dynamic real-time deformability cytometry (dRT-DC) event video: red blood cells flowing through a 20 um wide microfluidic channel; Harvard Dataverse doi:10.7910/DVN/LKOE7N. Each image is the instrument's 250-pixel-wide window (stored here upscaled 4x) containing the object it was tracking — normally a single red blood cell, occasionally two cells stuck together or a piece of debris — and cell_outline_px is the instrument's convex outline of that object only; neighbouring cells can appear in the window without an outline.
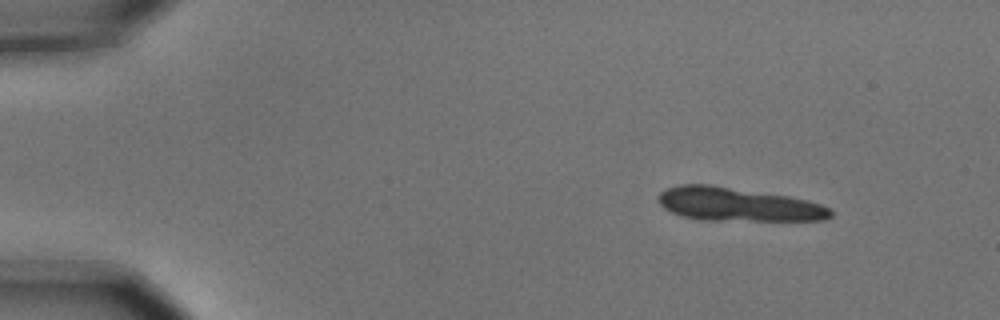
{"species": "common noctule bat (a hibernating species)", "species_latin": "Nyctalus noctula", "temperature_condition": "cold", "stored_images_in_passage": 4, "camera_frame_rate_fps": 3000, "um_per_image_px": 0.085, "animal": {"sex": "male", "body_mass_g": 15.6}, "frame": {"image": 1, "passage_image": 1, "time_ms": 0.0, "image_size_px": [1000, 320], "cell_outline_px": [[832, 216], [824, 220], [700, 220], [684, 216], [672, 212], [664, 208], [656, 200], [656, 196], [660, 192], [668, 188], [680, 184], [712, 184], [788, 196], [808, 200], [820, 204], [828, 208], [832, 212]], "centroid_in_image_um": [62.68, 17.36], "position_along_channel_um": 22.3, "area_um2": 33.7}}